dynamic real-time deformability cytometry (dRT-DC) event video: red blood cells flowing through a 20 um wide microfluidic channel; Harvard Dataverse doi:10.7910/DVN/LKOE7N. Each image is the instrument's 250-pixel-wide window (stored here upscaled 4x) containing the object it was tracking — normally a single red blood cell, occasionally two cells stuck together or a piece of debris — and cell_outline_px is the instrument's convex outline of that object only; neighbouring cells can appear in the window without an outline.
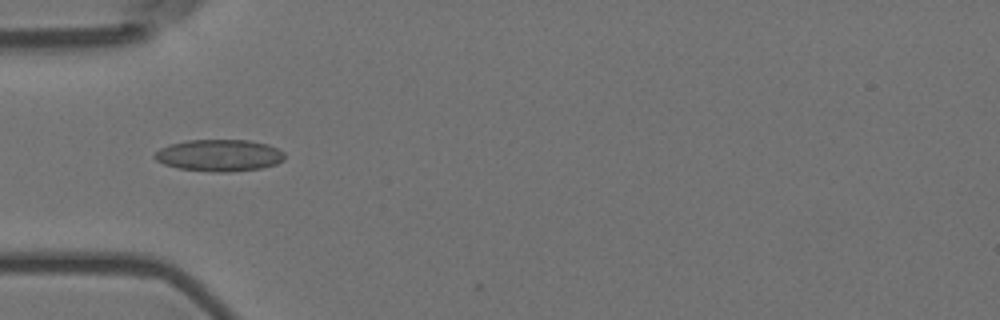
{"species": "Egyptian fruit bat (a non-hibernating species)", "species_latin": "Rousettus aegyptiacus", "temperature_condition": "room temperature", "stored_images_in_passage": 34, "camera_frame_rate_fps": 3000, "um_per_image_px": 0.085, "animal": {"sex": "female"}, "frame": {"image": 1, "passage_image": 1, "time_ms": 0.0, "image_size_px": [1000, 320], "cell_outline_px": [[284, 160], [276, 164], [260, 168], [228, 172], [216, 172], [180, 168], [164, 164], [156, 160], [152, 156], [160, 148], [168, 144], [184, 140], [248, 140], [268, 144], [284, 152]], "centroid_in_image_um": [18.62, 13.19], "position_along_channel_um": 66.4, "area_um2": 24.1}}
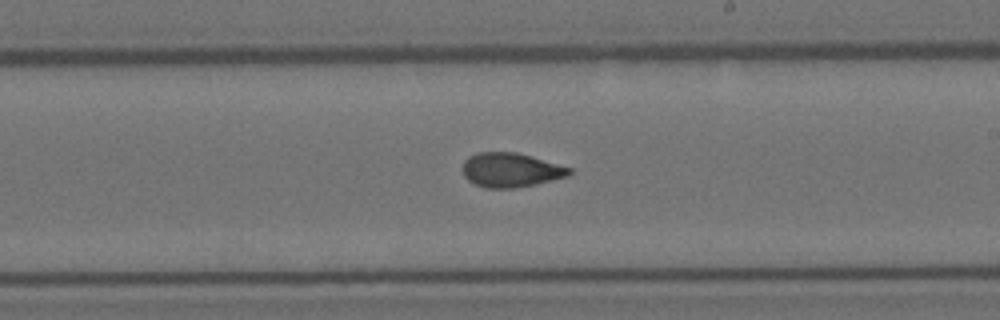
{"frame": {"image": 2, "passage_image": 16, "time_ms": 5.0, "image_size_px": [1000, 320], "cell_outline_px": [[572, 172], [568, 176], [536, 184], [512, 188], [484, 188], [468, 180], [464, 176], [460, 168], [464, 160], [468, 156], [476, 152], [516, 152], [532, 156], [572, 168]], "centroid_in_image_um": [43.37, 14.44], "position_along_channel_um": 245.6, "area_um2": 21.56}}
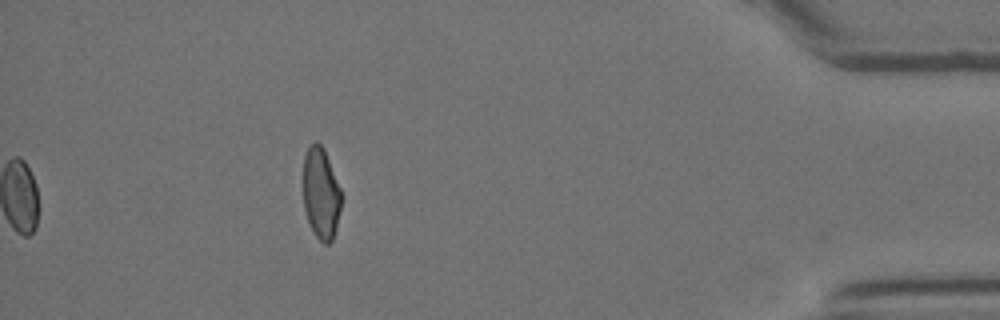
{"frame": {"image": 3, "passage_image": 34, "time_ms": 11.0, "image_size_px": [1000, 320], "cell_outline_px": [[344, 196], [336, 228], [332, 240], [328, 244], [324, 244], [316, 236], [308, 220], [304, 208], [304, 156], [308, 148], [316, 140], [324, 148]], "centroid_in_image_um": [27.32, 16.43], "position_along_channel_um": 407.9, "area_um2": 20.4}, "authors_computed_cell_mechanics": {"area_um2": 21.5883, "velocity_mm_per_s": 3.5686, "shape_relaxation_time_tau1_ms": null, "shape_relaxation_time_tau2_ms": 1.4283, "deformation_change_tau1": null, "deformation_change_tau2": 0.068}}